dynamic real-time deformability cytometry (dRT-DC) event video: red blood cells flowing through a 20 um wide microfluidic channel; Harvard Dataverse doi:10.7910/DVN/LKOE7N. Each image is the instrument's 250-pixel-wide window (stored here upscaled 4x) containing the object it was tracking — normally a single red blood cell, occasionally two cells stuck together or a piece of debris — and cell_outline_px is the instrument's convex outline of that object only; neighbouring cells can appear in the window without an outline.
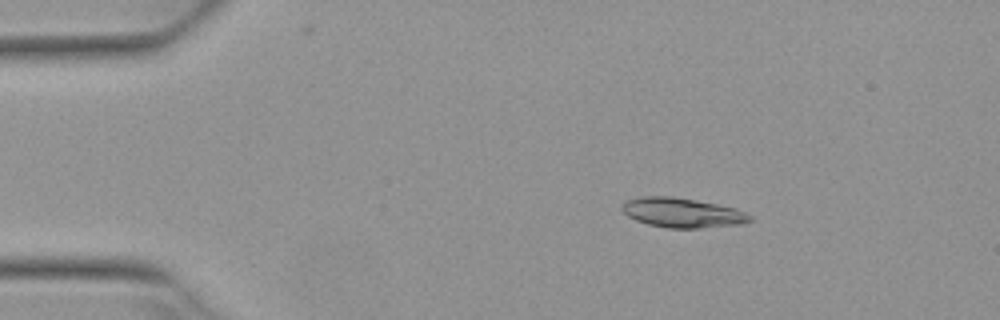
{"species": "Egyptian fruit bat (a non-hibernating species)", "species_latin": "Rousettus aegyptiacus", "temperature_condition": "warm", "stored_images_in_passage": 5, "camera_frame_rate_fps": 3000, "um_per_image_px": 0.085, "animal": {"sex": "female"}, "frame": {"image": 1, "passage_image": 3, "time_ms": 0.667, "image_size_px": [1000, 320], "cell_outline_px": [[752, 220], [744, 224], [700, 228], [668, 228], [648, 224], [636, 220], [628, 216], [620, 208], [628, 200], [640, 196], [672, 196], [696, 200], [736, 208], [752, 216]], "centroid_in_image_um": [58.02, 18.08], "position_along_channel_um": 27.0, "area_um2": 22.08}}
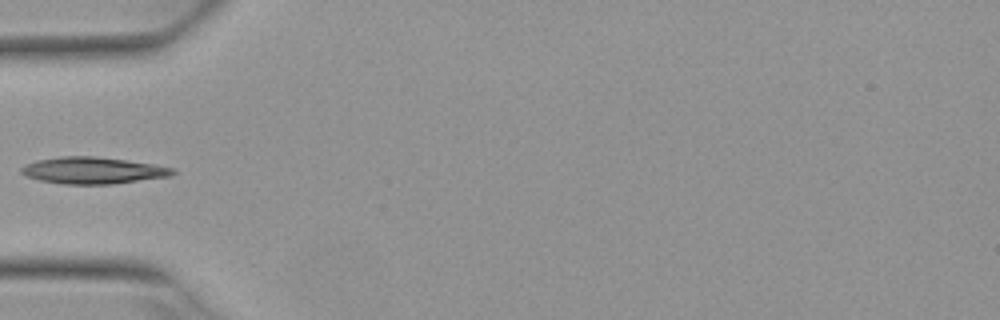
{"frame": {"image": 2, "passage_image": 5, "time_ms": 1.333, "image_size_px": [1000, 320], "cell_outline_px": [[176, 172], [172, 176], [112, 184], [64, 184], [40, 180], [28, 176], [20, 172], [20, 168], [24, 164], [36, 160], [60, 156], [96, 156], [152, 164], [172, 168]], "centroid_in_image_um": [7.87, 14.48], "position_along_channel_um": 77.1, "area_um2": 23.47}}